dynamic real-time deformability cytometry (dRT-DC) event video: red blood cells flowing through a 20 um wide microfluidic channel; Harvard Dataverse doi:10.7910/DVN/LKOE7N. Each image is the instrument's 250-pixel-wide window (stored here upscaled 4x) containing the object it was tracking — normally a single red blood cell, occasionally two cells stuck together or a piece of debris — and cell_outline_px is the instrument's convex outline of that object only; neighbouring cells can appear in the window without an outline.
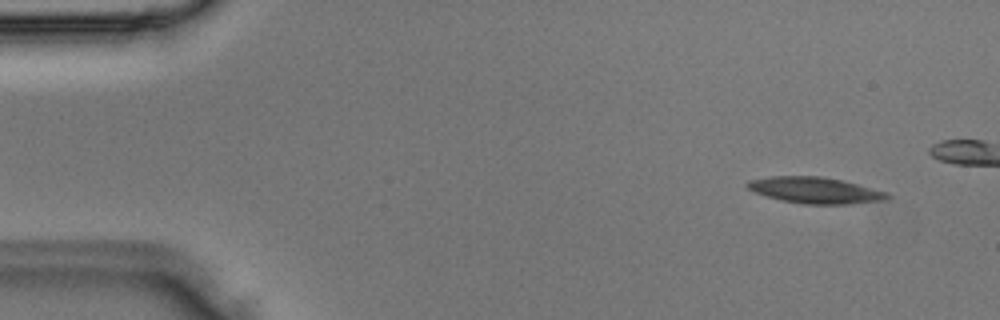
{"species": "Egyptian fruit bat (a non-hibernating species)", "species_latin": "Rousettus aegyptiacus", "temperature_condition": "room temperature", "stored_images_in_passage": 4, "camera_frame_rate_fps": 3000, "um_per_image_px": 0.085, "animal": {"sex": "male"}, "frame": {"image": 1, "passage_image": 1, "time_ms": 0.0, "image_size_px": [1000, 320], "cell_outline_px": [[892, 196], [884, 200], [848, 204], [804, 204], [784, 200], [768, 196], [756, 192], [748, 188], [744, 184], [748, 180], [772, 176], [820, 176], [840, 180], [888, 192]], "centroid_in_image_um": [69.29, 16.17], "position_along_channel_um": 15.7, "area_um2": 21.1}}